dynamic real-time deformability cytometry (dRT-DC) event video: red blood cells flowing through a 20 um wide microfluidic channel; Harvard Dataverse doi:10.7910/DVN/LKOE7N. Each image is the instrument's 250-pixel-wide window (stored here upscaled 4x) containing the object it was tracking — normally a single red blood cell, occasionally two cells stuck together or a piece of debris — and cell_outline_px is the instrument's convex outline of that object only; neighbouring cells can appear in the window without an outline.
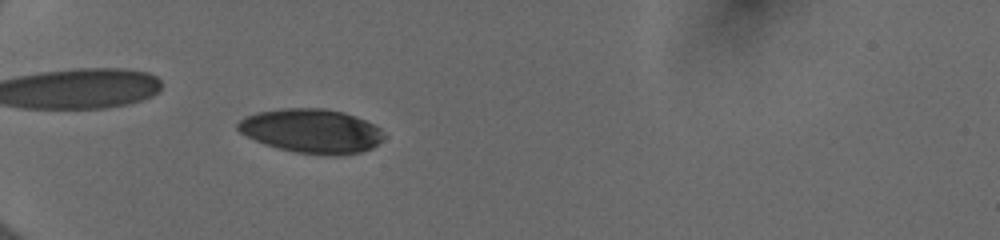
{"species": "human", "species_latin": "Homo sapiens", "temperature_condition": "cold", "stored_images_in_passage": 42, "camera_frame_rate_fps": 3000, "um_per_image_px": 0.085, "donor": {"sex": "female"}, "frame": {"image": 1, "passage_image": 7, "time_ms": 2.0, "image_size_px": [1000, 240], "cell_outline_px": [[384, 136], [372, 148], [360, 152], [332, 156], [296, 152], [264, 144], [240, 132], [236, 128], [236, 124], [244, 116], [256, 112], [280, 108], [324, 108], [344, 112], [356, 116], [380, 128]], "centroid_in_image_um": [26.45, 11.12], "position_along_channel_um": 58.6, "area_um2": 37.45}}
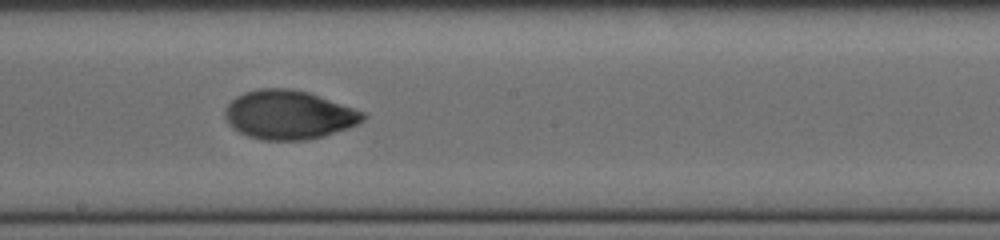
{"frame": {"image": 2, "passage_image": 21, "time_ms": 6.667, "image_size_px": [1000, 240], "cell_outline_px": [[368, 116], [364, 120], [348, 128], [324, 136], [304, 140], [260, 140], [248, 136], [232, 128], [228, 124], [224, 116], [224, 108], [236, 96], [244, 92], [256, 88], [292, 88], [308, 92], [364, 112]], "centroid_in_image_um": [24.51, 9.76], "position_along_channel_um": 223.7, "area_um2": 39.48}}
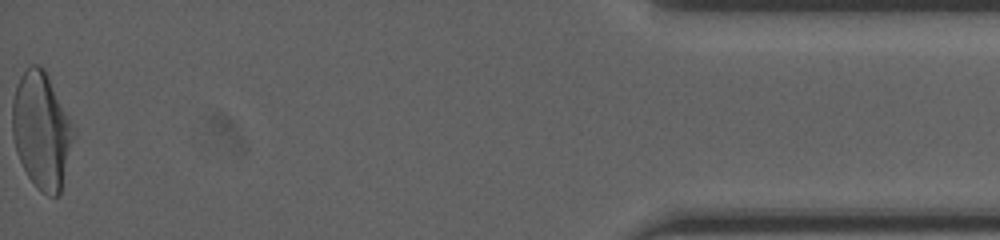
{"frame": {"image": 3, "passage_image": 42, "time_ms": 13.667, "image_size_px": [1000, 240], "cell_outline_px": [[76, 136], [60, 192], [56, 196], [48, 196], [40, 192], [36, 188], [28, 176], [16, 152], [12, 136], [12, 100], [16, 84], [20, 76], [32, 64], [40, 64], [44, 68], [48, 76]], "centroid_in_image_um": [3.51, 11.12], "position_along_channel_um": 431.7, "area_um2": 41.33}, "authors_computed_cell_mechanics": {"area_um2": 38.2058, "velocity_mm_per_s": 4.0009, "shape_relaxation_time_tau1_ms": 4.5009, "shape_relaxation_time_tau2_ms": 1.235, "deformation_change_tau1": 0.1865, "deformation_change_tau2": 0.0295}}